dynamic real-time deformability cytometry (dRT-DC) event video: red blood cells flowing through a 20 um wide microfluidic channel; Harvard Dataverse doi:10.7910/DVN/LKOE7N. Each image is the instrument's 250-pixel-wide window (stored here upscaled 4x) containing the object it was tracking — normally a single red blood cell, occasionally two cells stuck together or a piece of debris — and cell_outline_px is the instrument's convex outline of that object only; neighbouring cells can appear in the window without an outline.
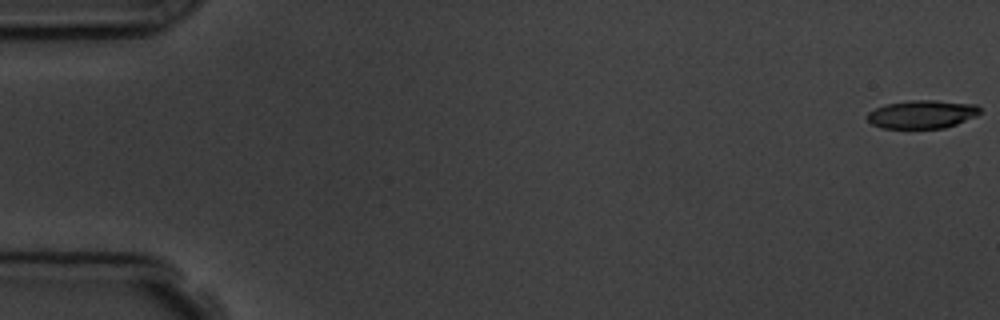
{"species": "common noctule bat (a hibernating species)", "species_latin": "Nyctalus noctula", "temperature_condition": "room temperature", "stored_images_in_passage": 4, "camera_frame_rate_fps": 3000, "um_per_image_px": 0.085, "animal": {"sex": "male", "body_mass_g": 19.5, "forearm_length_mm": 54.6}, "frame": {"image": 1, "passage_image": 1, "time_ms": 0.0, "image_size_px": [1000, 320], "cell_outline_px": [[980, 112], [976, 116], [956, 124], [944, 128], [880, 128], [872, 124], [868, 120], [868, 112], [884, 104], [912, 100], [936, 100], [976, 104], [980, 108]], "centroid_in_image_um": [78.38, 9.71], "position_along_channel_um": 6.6, "area_um2": 18.55}}